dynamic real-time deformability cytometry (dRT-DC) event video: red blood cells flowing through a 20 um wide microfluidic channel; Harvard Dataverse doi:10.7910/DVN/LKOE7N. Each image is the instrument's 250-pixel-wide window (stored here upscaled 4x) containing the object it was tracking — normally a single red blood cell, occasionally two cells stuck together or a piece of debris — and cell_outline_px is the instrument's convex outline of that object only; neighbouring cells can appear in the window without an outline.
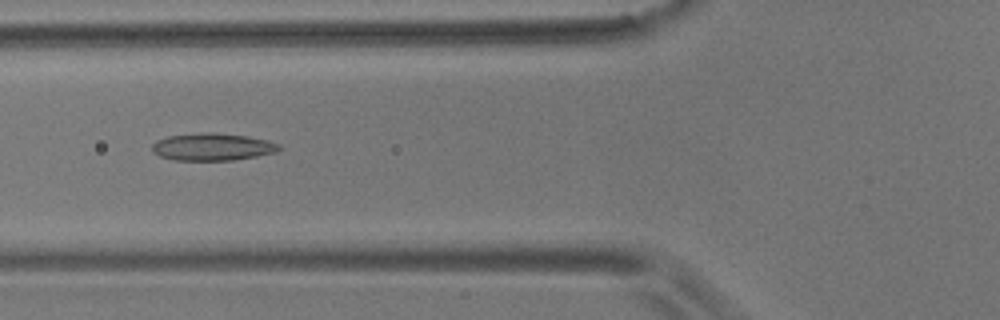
{"species": "common noctule bat (a hibernating species)", "species_latin": "Nyctalus noctula", "temperature_condition": "room temperature", "stored_images_in_passage": 6, "camera_frame_rate_fps": 3000, "um_per_image_px": 0.085, "animal": {"sex": "male", "body_mass_g": 17.9}, "frame": {"image": 1, "passage_image": 6, "time_ms": 5.667, "image_size_px": [1000, 320], "cell_outline_px": [[284, 148], [276, 152], [256, 156], [232, 160], [172, 160], [160, 156], [152, 152], [152, 144], [156, 140], [168, 136], [208, 132], [212, 132], [248, 136], [268, 140], [280, 144]], "centroid_in_image_um": [18.08, 12.48], "position_along_channel_um": 107.7, "area_um2": 20.35}}